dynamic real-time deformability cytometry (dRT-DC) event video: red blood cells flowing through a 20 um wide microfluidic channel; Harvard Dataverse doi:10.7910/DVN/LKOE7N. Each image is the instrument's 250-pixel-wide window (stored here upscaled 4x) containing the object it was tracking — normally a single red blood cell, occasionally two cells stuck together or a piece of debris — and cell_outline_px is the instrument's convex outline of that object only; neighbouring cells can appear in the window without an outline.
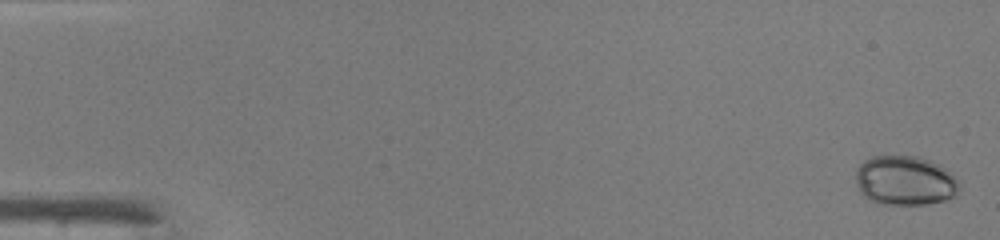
{"species": "common noctule bat (a hibernating species)", "species_latin": "Nyctalus noctula", "temperature_condition": "warm", "stored_images_in_passage": 48, "camera_frame_rate_fps": 3000, "um_per_image_px": 0.085, "animal": {"sex": "male", "body_mass_g": 19.0, "forearm_length_mm": 50.8}, "frame": {"image": 1, "passage_image": 2, "time_ms": 0.333, "image_size_px": [1000, 240], "cell_outline_px": [[960, 188], [952, 196], [944, 200], [924, 204], [876, 204], [868, 200], [860, 192], [856, 180], [856, 168], [864, 160], [872, 156], [916, 156], [928, 160], [936, 164], [948, 172], [960, 184]], "centroid_in_image_um": [76.85, 15.36], "position_along_channel_um": 8.1, "area_um2": 29.59}}
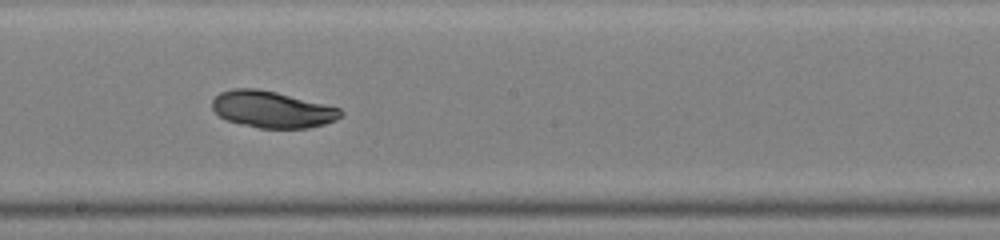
{"frame": {"image": 2, "passage_image": 28, "time_ms": 9.0, "image_size_px": [1000, 240], "cell_outline_px": [[344, 112], [336, 120], [324, 124], [308, 128], [260, 128], [240, 124], [228, 120], [220, 116], [212, 108], [212, 100], [220, 92], [232, 88], [256, 88], [276, 92], [340, 108]], "centroid_in_image_um": [23.12, 9.3], "position_along_channel_um": 225.1, "area_um2": 27.28}}
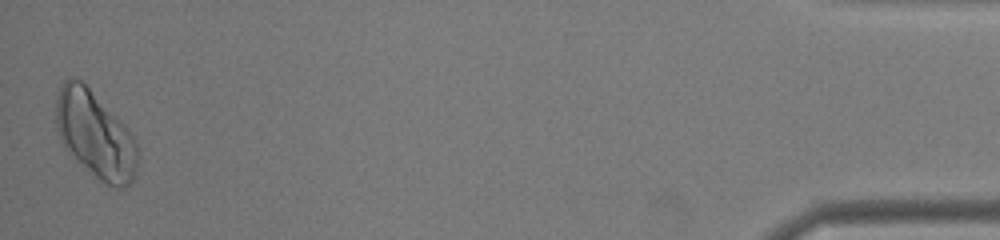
{"frame": {"image": 3, "passage_image": 48, "time_ms": 15.667, "image_size_px": [1000, 240], "cell_outline_px": [[140, 156], [132, 180], [124, 188], [116, 188], [100, 180], [64, 148], [60, 140], [56, 124], [56, 100], [60, 88], [64, 80], [72, 76], [80, 80], [128, 128], [136, 140]], "centroid_in_image_um": [8.11, 11.46], "position_along_channel_um": 427.1, "area_um2": 40.86}, "authors_computed_cell_mechanics": {"area_um2": 27.744, "velocity_mm_per_s": 4.3063, "shape_relaxation_time_tau1_ms": null, "shape_relaxation_time_tau2_ms": 4.2731, "deformation_change_tau1": null, "deformation_change_tau2": 0.0529}}